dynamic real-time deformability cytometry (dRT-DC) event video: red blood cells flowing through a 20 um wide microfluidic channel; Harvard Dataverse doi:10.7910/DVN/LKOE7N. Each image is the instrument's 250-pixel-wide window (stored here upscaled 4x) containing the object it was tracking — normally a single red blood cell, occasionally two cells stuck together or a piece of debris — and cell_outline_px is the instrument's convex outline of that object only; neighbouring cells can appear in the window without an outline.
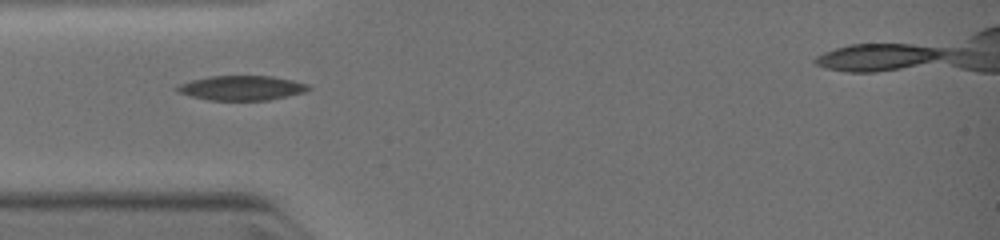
{"species": "common noctule bat (a hibernating species)", "species_latin": "Nyctalus noctula", "temperature_condition": "warm", "stored_images_in_passage": 3, "camera_frame_rate_fps": 3000, "um_per_image_px": 0.085, "animal": {"sex": "female", "body_mass_g": 19.0, "forearm_length_mm": 51.5}, "frame": {"image": 1, "passage_image": 1, "time_ms": 0.0, "image_size_px": [1000, 240], "cell_outline_px": [[312, 88], [304, 92], [268, 100], [208, 100], [192, 96], [180, 92], [176, 88], [180, 84], [192, 80], [212, 76], [272, 76], [292, 80], [308, 84]], "centroid_in_image_um": [20.58, 7.47], "position_along_channel_um": 64.4, "area_um2": 18.55}}